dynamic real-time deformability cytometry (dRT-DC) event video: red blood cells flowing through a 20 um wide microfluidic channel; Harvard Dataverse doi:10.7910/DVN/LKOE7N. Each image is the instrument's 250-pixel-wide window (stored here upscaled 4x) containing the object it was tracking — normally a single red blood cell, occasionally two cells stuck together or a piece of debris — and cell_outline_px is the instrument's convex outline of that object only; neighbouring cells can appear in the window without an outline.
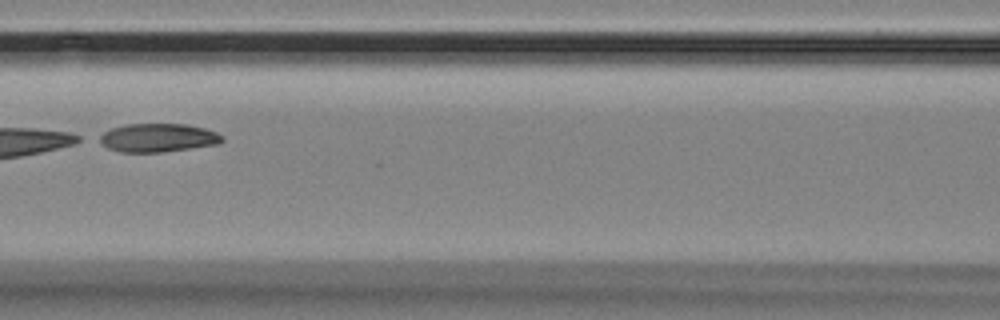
{"species": "Egyptian fruit bat (a non-hibernating species)", "species_latin": "Rousettus aegyptiacus", "temperature_condition": "room temperature", "stored_images_in_passage": 11, "camera_frame_rate_fps": 3000, "um_per_image_px": 0.085, "animal": {"sex": "female"}, "frame": {"image": 1, "passage_image": 4, "time_ms": 4.0, "image_size_px": [1000, 320], "cell_outline_px": [[224, 140], [220, 144], [160, 152], [120, 152], [108, 148], [96, 140], [96, 136], [112, 128], [128, 124], [188, 124], [204, 128], [216, 132], [224, 136]], "centroid_in_image_um": [13.41, 11.71], "position_along_channel_um": 153.2, "area_um2": 20.52}}